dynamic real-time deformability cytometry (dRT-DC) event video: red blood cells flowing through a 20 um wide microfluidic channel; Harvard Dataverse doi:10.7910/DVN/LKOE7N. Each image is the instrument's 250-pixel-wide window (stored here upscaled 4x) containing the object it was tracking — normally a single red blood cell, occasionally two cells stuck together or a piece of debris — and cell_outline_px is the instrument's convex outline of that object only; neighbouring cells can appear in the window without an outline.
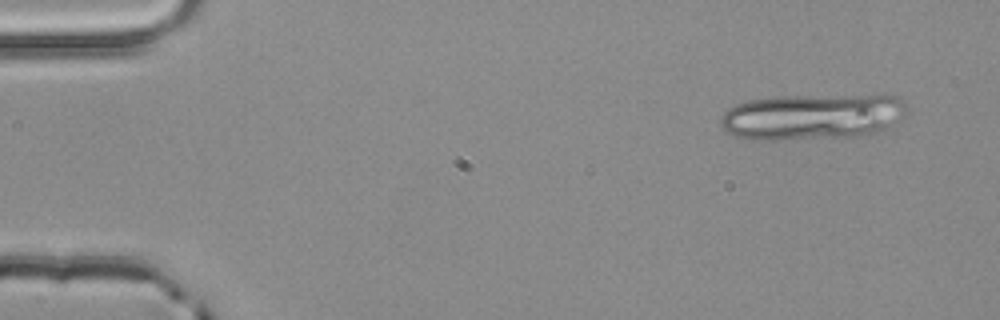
{"species": "common noctule bat (a hibernating species)", "species_latin": "Nyctalus noctula", "temperature_condition": "room temperature", "stored_images_in_passage": 3, "camera_frame_rate_fps": 3000, "um_per_image_px": 0.085, "animal": {"sex": "male", "body_mass_g": 20.4}, "frame": {"image": 1, "passage_image": 1, "time_ms": 0.0, "image_size_px": [1000, 320], "cell_outline_px": [[908, 108], [904, 116], [900, 120], [888, 128], [876, 132], [856, 136], [776, 140], [748, 140], [724, 132], [720, 120], [724, 112], [728, 108], [736, 104], [748, 100], [780, 96], [896, 96], [904, 100], [908, 104]], "centroid_in_image_um": [69.02, 9.93], "position_along_channel_um": 16.0, "area_um2": 50.11}}